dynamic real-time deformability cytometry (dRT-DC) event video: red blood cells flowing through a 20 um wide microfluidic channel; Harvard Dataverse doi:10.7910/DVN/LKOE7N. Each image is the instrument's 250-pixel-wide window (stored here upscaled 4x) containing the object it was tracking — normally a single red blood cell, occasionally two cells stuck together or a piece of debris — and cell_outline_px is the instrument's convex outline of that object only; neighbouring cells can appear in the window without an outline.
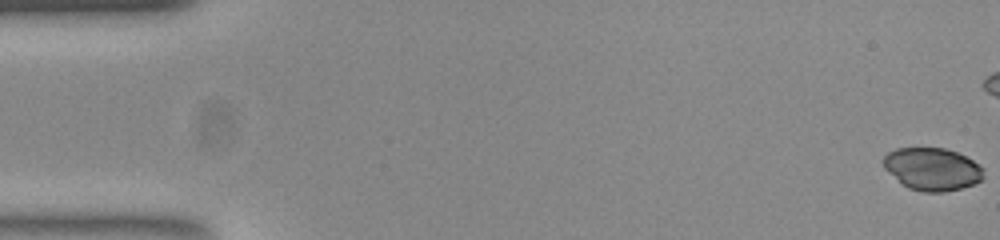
{"species": "common noctule bat (a hibernating species)", "species_latin": "Nyctalus noctula", "temperature_condition": "room temperature", "stored_images_in_passage": 42, "camera_frame_rate_fps": 3000, "um_per_image_px": 0.085, "animal": {"sex": "female", "body_mass_g": 23.0, "forearm_length_mm": 53.4}, "frame": {"image": 1, "passage_image": 1, "time_ms": 0.0, "image_size_px": [1000, 240], "cell_outline_px": [[984, 176], [980, 180], [972, 184], [960, 188], [944, 192], [924, 192], [908, 188], [884, 168], [880, 160], [888, 152], [896, 148], [944, 148], [956, 152], [972, 160], [984, 168]], "centroid_in_image_um": [79.21, 14.36], "position_along_channel_um": 5.8, "area_um2": 24.8}}
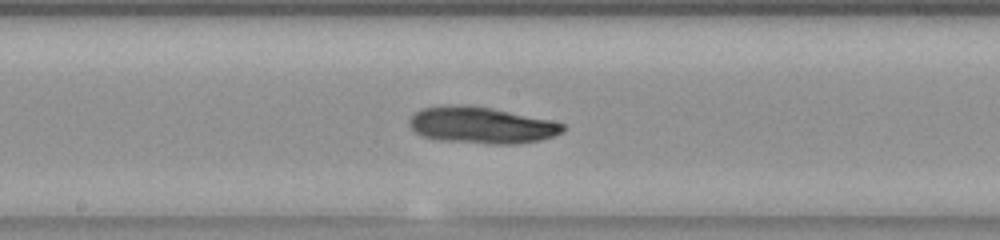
{"frame": {"image": 2, "passage_image": 28, "time_ms": 9.0, "image_size_px": [1000, 240], "cell_outline_px": [[564, 128], [560, 132], [552, 136], [536, 140], [508, 144], [492, 144], [444, 140], [424, 136], [416, 132], [412, 128], [408, 120], [420, 108], [440, 104], [468, 104], [492, 108], [548, 120], [564, 124]], "centroid_in_image_um": [40.84, 10.61], "position_along_channel_um": 207.4, "area_um2": 32.25}}
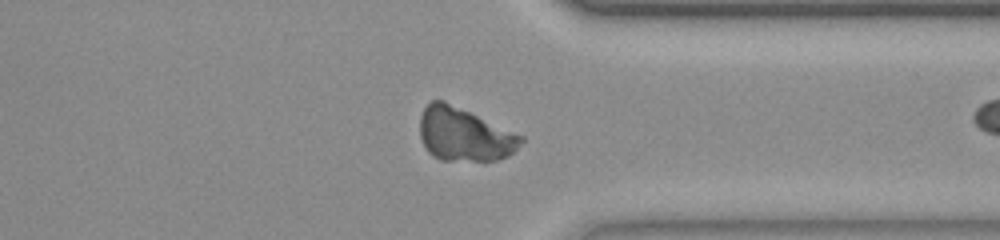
{"frame": {"image": 3, "passage_image": 41, "time_ms": 13.333, "image_size_px": [1000, 240], "cell_outline_px": [[524, 140], [508, 156], [496, 160], [440, 160], [432, 156], [428, 152], [420, 136], [420, 116], [424, 108], [432, 100], [444, 100], [524, 136]], "centroid_in_image_um": [39.45, 11.42], "position_along_channel_um": 372.0, "area_um2": 31.33}}